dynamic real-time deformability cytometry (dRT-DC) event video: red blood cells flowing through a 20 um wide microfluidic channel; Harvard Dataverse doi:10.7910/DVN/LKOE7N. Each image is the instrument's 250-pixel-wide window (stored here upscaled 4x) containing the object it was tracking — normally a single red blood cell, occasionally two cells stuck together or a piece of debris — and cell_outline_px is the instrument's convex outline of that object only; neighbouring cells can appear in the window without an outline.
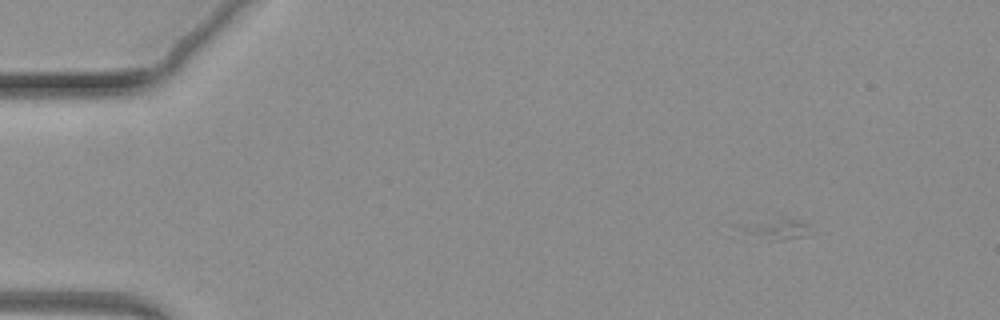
{"species": "common noctule bat (a hibernating species)", "species_latin": "Nyctalus noctula", "temperature_condition": "warm", "stored_images_in_passage": 66, "camera_frame_rate_fps": 3000, "um_per_image_px": 0.085, "animal": {"sex": "female", "body_mass_g": 19.3, "forearm_length_mm": 54.1}, "frame": {"image": 1, "passage_image": 10, "time_ms": 3.0, "image_size_px": [1000, 320], "cell_outline_px": [[812, 236], [780, 240], [736, 240], [728, 236], [740, 224], [780, 216], [800, 220], [808, 224]], "centroid_in_image_um": [65.6, 19.53], "position_along_channel_um": 19.4, "area_um2": 10.58}}
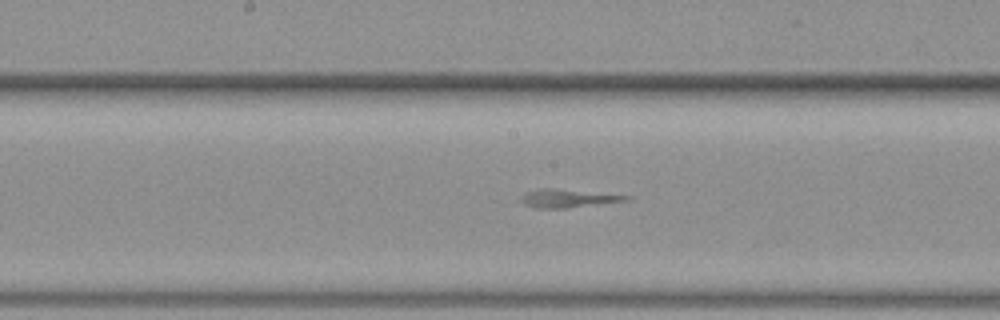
{"frame": {"image": 2, "passage_image": 38, "time_ms": 12.333, "image_size_px": [1000, 320], "cell_outline_px": [[632, 200], [568, 208], [532, 208], [524, 204], [520, 200], [520, 196], [536, 188], [556, 188], [632, 196]], "centroid_in_image_um": [48.27, 16.86], "position_along_channel_um": 199.9, "area_um2": 11.39}}
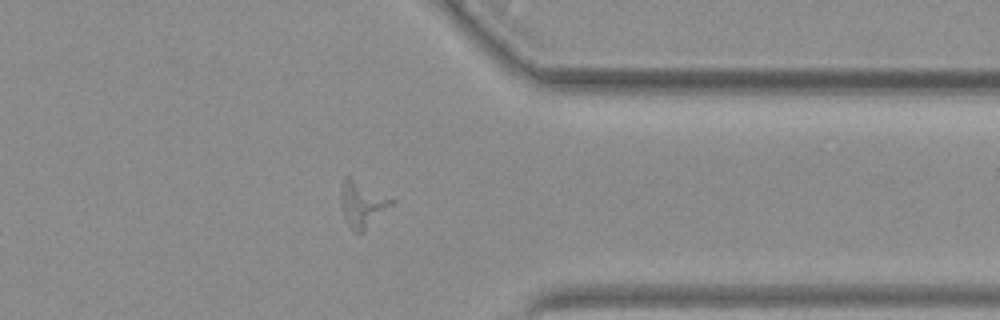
{"frame": {"image": 3, "passage_image": 57, "time_ms": 18.667, "image_size_px": [1000, 320], "cell_outline_px": [[396, 200], [364, 232], [356, 232], [348, 224], [344, 216], [340, 192], [344, 176], [348, 176]], "centroid_in_image_um": [30.8, 17.34], "position_along_channel_um": 380.6, "area_um2": 13.18}}